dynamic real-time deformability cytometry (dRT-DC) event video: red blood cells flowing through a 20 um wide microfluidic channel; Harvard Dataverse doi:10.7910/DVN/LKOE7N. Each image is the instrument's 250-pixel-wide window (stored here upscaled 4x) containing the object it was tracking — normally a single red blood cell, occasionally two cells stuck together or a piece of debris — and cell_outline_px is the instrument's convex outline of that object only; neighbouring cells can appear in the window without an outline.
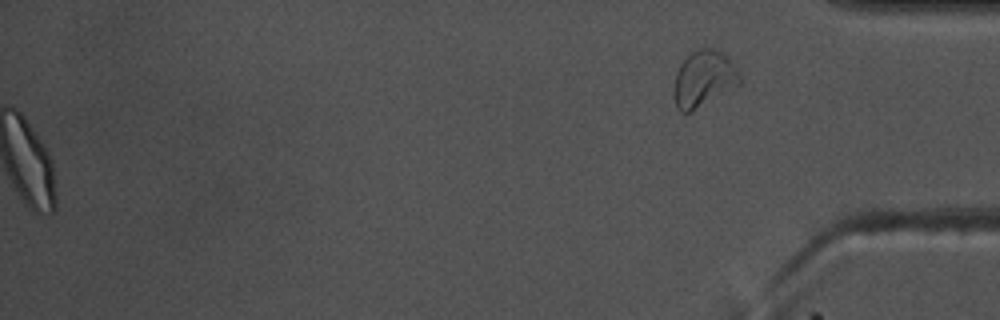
{"species": "common noctule bat (a hibernating species)", "species_latin": "Nyctalus noctula", "temperature_condition": "warm", "stored_images_in_passage": 44, "segment_of_instrument_passage": [2, 2], "camera_frame_rate_fps": 3000, "um_per_image_px": 0.085, "animal": {"sex": "male", "body_mass_g": 17.5, "forearm_length_mm": 52.3}, "frame": {"image": 1, "passage_image": 44, "time_ms": 14.333, "image_size_px": [1000, 320], "cell_outline_px": [[740, 84], [688, 112], [680, 112], [676, 108], [676, 72], [680, 64], [692, 52], [700, 48], [716, 48], [736, 68], [740, 76]], "centroid_in_image_um": [59.82, 6.67], "position_along_channel_um": 375.4, "area_um2": 20.58}}